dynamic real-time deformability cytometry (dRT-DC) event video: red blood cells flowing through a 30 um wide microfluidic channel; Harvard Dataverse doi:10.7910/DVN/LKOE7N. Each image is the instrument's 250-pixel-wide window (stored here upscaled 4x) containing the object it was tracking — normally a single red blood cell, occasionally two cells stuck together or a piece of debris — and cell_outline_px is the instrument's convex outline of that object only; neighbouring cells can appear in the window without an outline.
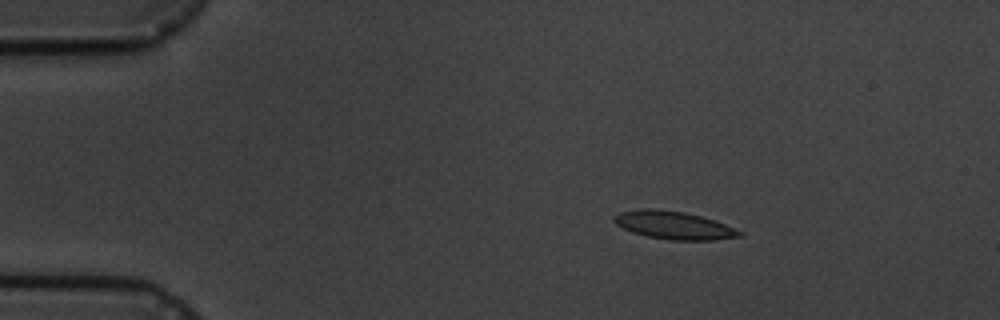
{"species": "common noctule bat (a hibernating species)", "species_latin": "Nyctalus noctula", "temperature_condition": "cold", "stored_images_in_passage": 4, "camera_frame_rate_fps": 3000, "um_per_image_px": 0.085, "animal": {"sex": "male", "body_mass_g": 19.5, "forearm_length_mm": 54.6}, "frame": {"image": 1, "passage_image": 3, "time_ms": 2.333, "image_size_px": [1000, 320], "cell_outline_px": [[744, 236], [716, 240], [668, 240], [648, 236], [632, 232], [616, 224], [612, 220], [612, 216], [620, 212], [640, 208], [648, 208], [684, 212], [700, 216], [724, 224], [744, 232]], "centroid_in_image_um": [57.26, 19.15], "position_along_channel_um": 27.7, "area_um2": 20.4}}